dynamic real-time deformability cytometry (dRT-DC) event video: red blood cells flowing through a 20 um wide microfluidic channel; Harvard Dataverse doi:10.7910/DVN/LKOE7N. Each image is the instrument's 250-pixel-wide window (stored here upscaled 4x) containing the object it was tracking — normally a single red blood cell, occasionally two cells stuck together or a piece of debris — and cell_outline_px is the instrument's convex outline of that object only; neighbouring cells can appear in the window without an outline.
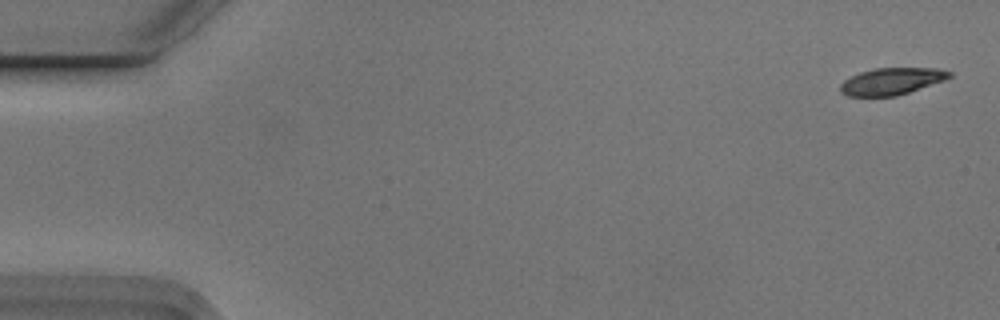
{"species": "Egyptian fruit bat (a non-hibernating species)", "species_latin": "Rousettus aegyptiacus", "temperature_condition": "cold", "stored_images_in_passage": 5, "camera_frame_rate_fps": 3000, "um_per_image_px": 0.085, "animal": {"sex": "male"}, "frame": {"image": 1, "passage_image": 1, "time_ms": 0.0, "image_size_px": [1000, 320], "cell_outline_px": [[952, 76], [944, 80], [896, 96], [848, 96], [840, 92], [840, 84], [844, 80], [860, 72], [876, 68], [936, 68], [952, 72]], "centroid_in_image_um": [75.77, 6.9], "position_along_channel_um": 9.2, "area_um2": 16.94}}
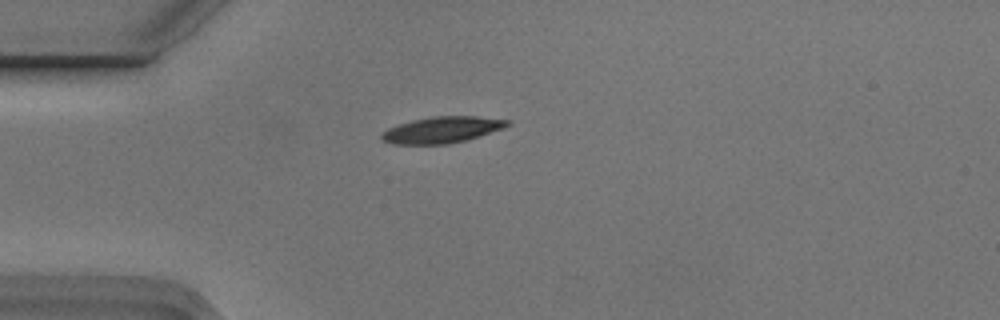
{"frame": {"image": 2, "passage_image": 4, "time_ms": 1.0, "image_size_px": [1000, 320], "cell_outline_px": [[512, 124], [504, 128], [468, 140], [448, 144], [392, 144], [384, 140], [380, 136], [388, 128], [412, 120], [432, 116], [476, 116], [508, 120]], "centroid_in_image_um": [37.61, 11.03], "position_along_channel_um": 47.4, "area_um2": 19.25}}